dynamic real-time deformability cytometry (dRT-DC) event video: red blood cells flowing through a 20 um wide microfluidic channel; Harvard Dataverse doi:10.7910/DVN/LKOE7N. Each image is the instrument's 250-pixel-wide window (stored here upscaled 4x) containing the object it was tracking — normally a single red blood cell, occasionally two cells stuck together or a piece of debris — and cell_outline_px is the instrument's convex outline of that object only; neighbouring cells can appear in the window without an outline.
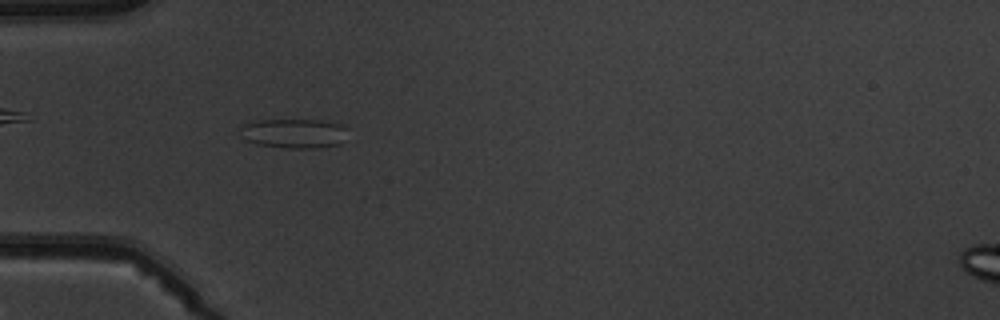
{"species": "common noctule bat (a hibernating species)", "species_latin": "Nyctalus noctula", "temperature_condition": "warm", "stored_images_in_passage": 9, "camera_frame_rate_fps": 3000, "um_per_image_px": 0.085, "animal": {"sex": "male", "body_mass_g": 19.5, "forearm_length_mm": 54.6}, "frame": {"image": 1, "passage_image": 6, "time_ms": 5.667, "image_size_px": [1000, 320], "cell_outline_px": [[348, 128], [340, 144], [316, 148], [288, 148], [260, 144], [244, 140], [240, 136], [240, 128], [244, 124], [260, 120], [316, 120], [344, 124]], "centroid_in_image_um": [24.99, 11.33], "position_along_channel_um": 60.0, "area_um2": 18.44}}
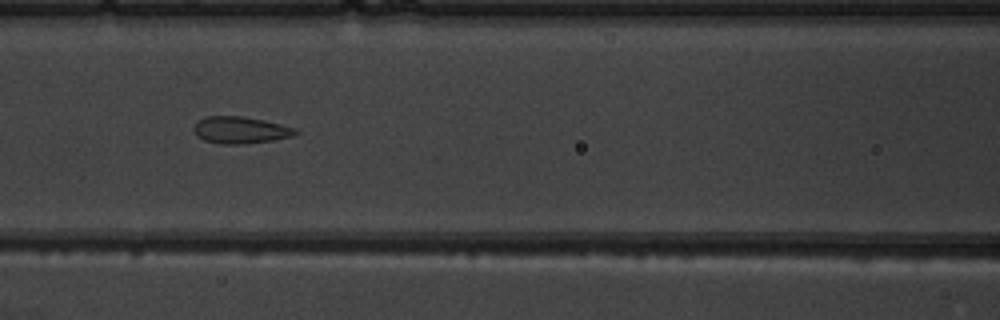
{"frame": {"image": 2, "passage_image": 8, "time_ms": 8.0, "image_size_px": [1000, 320], "cell_outline_px": [[300, 132], [292, 136], [276, 140], [244, 144], [220, 144], [204, 140], [196, 136], [192, 132], [192, 128], [196, 120], [204, 116], [240, 116], [264, 120], [296, 128]], "centroid_in_image_um": [20.39, 11.05], "position_along_channel_um": 146.2, "area_um2": 16.3}}
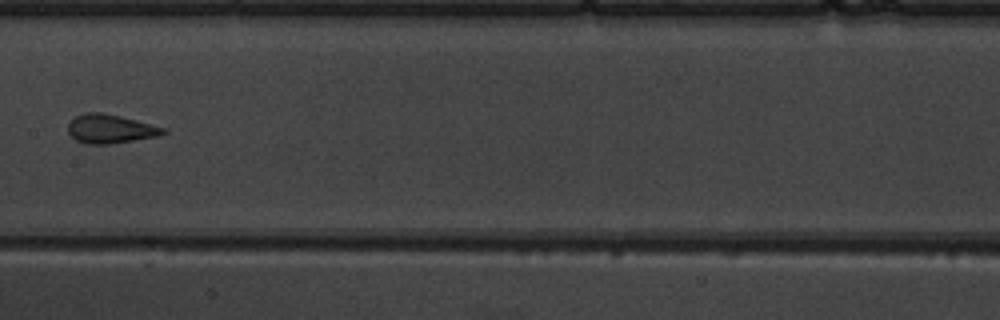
{"frame": {"image": 3, "passage_image": 9, "time_ms": 9.333, "image_size_px": [1000, 320], "cell_outline_px": [[168, 132], [156, 136], [108, 144], [88, 144], [76, 140], [68, 132], [68, 124], [76, 116], [84, 112], [104, 112], [136, 120], [164, 128]], "centroid_in_image_um": [9.34, 10.94], "position_along_channel_um": 198.1, "area_um2": 15.78}}